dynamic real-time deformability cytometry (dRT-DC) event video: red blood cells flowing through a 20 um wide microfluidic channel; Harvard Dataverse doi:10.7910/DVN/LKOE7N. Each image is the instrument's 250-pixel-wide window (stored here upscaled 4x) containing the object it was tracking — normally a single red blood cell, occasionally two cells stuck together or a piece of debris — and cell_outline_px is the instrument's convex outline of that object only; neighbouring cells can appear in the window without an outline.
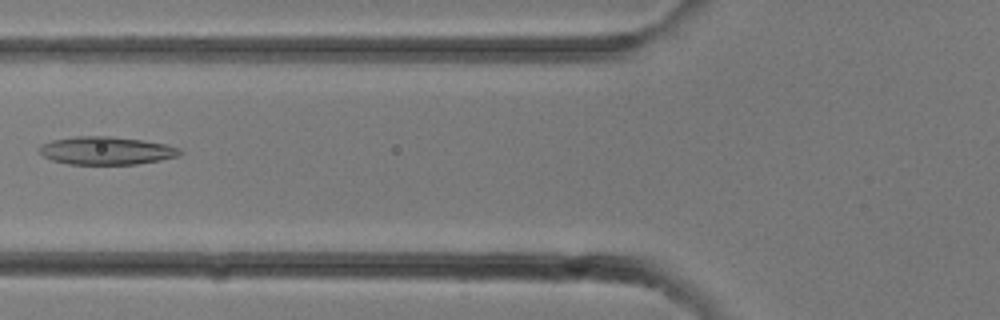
{"species": "common noctule bat (a hibernating species)", "species_latin": "Nyctalus noctula", "temperature_condition": "room temperature", "stored_images_in_passage": 15, "camera_frame_rate_fps": 3000, "um_per_image_px": 0.085, "animal": {"sex": "female"}, "frame": {"image": 1, "passage_image": 11, "time_ms": 3.333, "image_size_px": [1000, 320], "cell_outline_px": [[184, 152], [180, 156], [160, 160], [136, 164], [68, 164], [52, 160], [44, 156], [40, 152], [40, 144], [52, 140], [76, 136], [108, 136], [144, 140], [164, 144], [180, 148]], "centroid_in_image_um": [9.06, 12.8], "position_along_channel_um": 116.7, "area_um2": 22.95}}
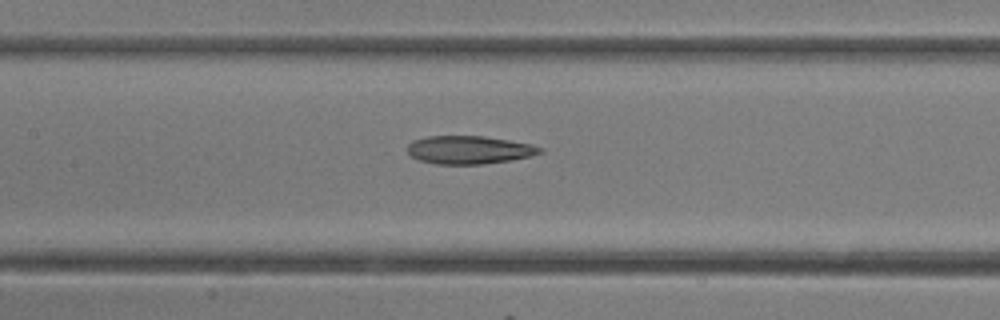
{"frame": {"image": 2, "passage_image": 13, "time_ms": 4.0, "image_size_px": [1000, 320], "cell_outline_px": [[544, 152], [532, 156], [512, 160], [484, 164], [436, 164], [420, 160], [412, 156], [408, 152], [408, 144], [412, 140], [428, 136], [484, 136], [532, 144], [544, 148]], "centroid_in_image_um": [39.92, 12.74], "position_along_channel_um": 167.5, "area_um2": 21.85}}
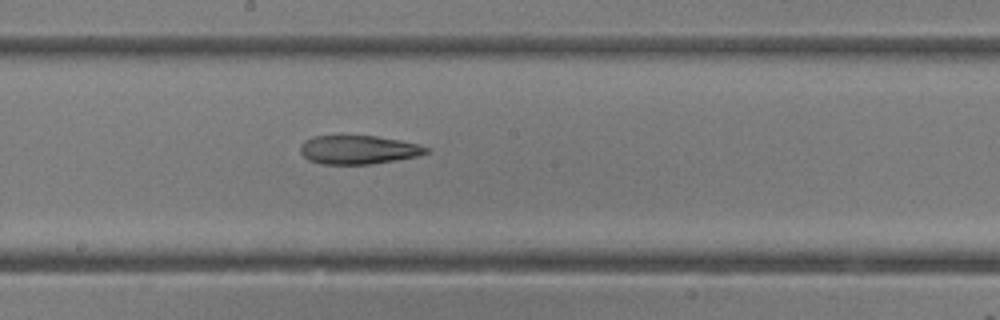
{"frame": {"image": 3, "passage_image": 15, "time_ms": 4.667, "image_size_px": [1000, 320], "cell_outline_px": [[432, 152], [420, 156], [372, 164], [320, 164], [308, 160], [300, 152], [300, 144], [304, 140], [312, 136], [376, 136], [400, 140], [420, 144], [432, 148]], "centroid_in_image_um": [30.52, 12.73], "position_along_channel_um": 217.7, "area_um2": 21.44}}